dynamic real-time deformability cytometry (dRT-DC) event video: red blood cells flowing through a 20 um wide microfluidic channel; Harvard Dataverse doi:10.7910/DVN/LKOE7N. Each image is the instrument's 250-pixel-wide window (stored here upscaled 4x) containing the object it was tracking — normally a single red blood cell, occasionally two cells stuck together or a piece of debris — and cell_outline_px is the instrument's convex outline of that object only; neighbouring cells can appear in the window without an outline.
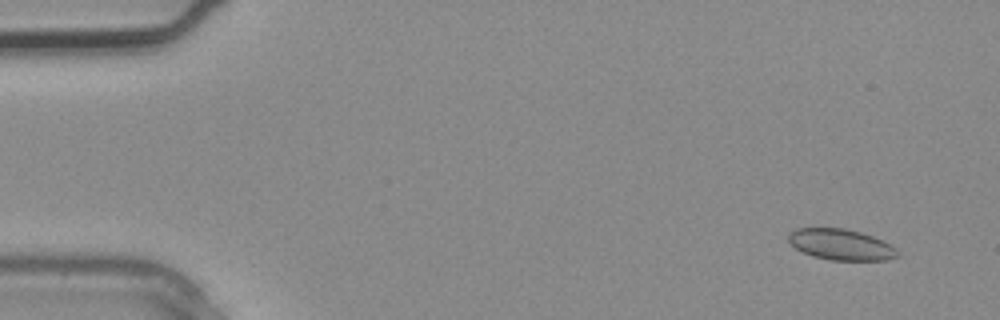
{"species": "common noctule bat (a hibernating species)", "species_latin": "Nyctalus noctula", "temperature_condition": "warm", "stored_images_in_passage": 3, "camera_frame_rate_fps": 3000, "um_per_image_px": 0.085, "animal": {"sex": "male", "body_mass_g": 20.4}, "frame": {"image": 1, "passage_image": 1, "time_ms": 0.0, "image_size_px": [1000, 320], "cell_outline_px": [[900, 256], [888, 260], [828, 260], [812, 256], [796, 248], [788, 240], [788, 236], [796, 228], [844, 228], [860, 232], [872, 236], [896, 248], [900, 252]], "centroid_in_image_um": [71.51, 20.8], "position_along_channel_um": 13.5, "area_um2": 19.59}}